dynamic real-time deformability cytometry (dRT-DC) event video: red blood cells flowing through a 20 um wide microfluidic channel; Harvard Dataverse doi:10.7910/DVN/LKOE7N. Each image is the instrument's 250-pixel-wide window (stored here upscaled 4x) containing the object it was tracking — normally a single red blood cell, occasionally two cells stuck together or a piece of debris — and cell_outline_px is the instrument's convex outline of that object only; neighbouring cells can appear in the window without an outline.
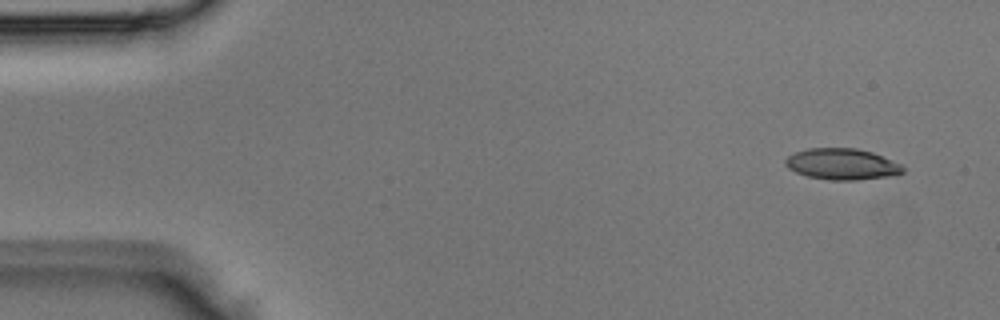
{"species": "Egyptian fruit bat (a non-hibernating species)", "species_latin": "Rousettus aegyptiacus", "temperature_condition": "room temperature", "stored_images_in_passage": 4, "segment_of_instrument_passage": [1, 2], "camera_frame_rate_fps": 3000, "um_per_image_px": 0.085, "animal": {"sex": "male"}, "frame": {"image": 1, "passage_image": 1, "time_ms": 0.0, "image_size_px": [1000, 320], "cell_outline_px": [[904, 172], [896, 176], [856, 180], [828, 180], [808, 176], [796, 172], [788, 168], [784, 164], [784, 160], [788, 156], [796, 152], [808, 148], [856, 148], [872, 152], [900, 164], [904, 168]], "centroid_in_image_um": [71.58, 13.96], "position_along_channel_um": 13.4, "area_um2": 21.44}}